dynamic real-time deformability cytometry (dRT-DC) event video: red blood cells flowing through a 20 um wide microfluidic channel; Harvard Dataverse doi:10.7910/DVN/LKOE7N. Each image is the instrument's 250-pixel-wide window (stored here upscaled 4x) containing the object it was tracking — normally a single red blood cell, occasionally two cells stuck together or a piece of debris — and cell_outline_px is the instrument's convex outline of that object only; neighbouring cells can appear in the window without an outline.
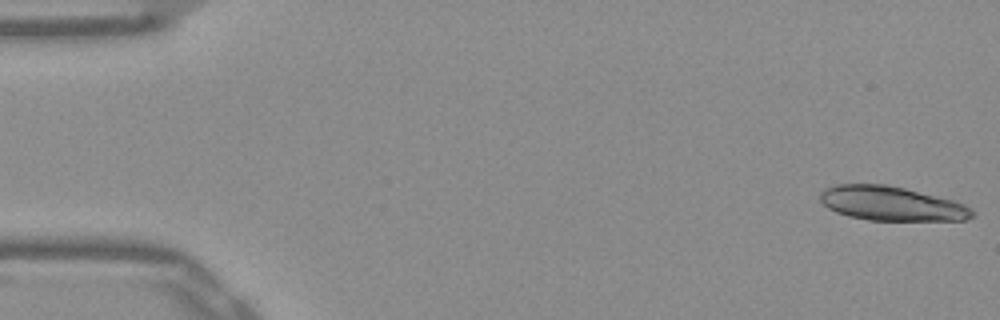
{"species": "Egyptian fruit bat (a non-hibernating species)", "species_latin": "Rousettus aegyptiacus", "temperature_condition": "warm", "stored_images_in_passage": 52, "camera_frame_rate_fps": 3000, "um_per_image_px": 0.085, "frame": {"image": 1, "passage_image": 1, "time_ms": 0.0, "image_size_px": [1000, 320], "cell_outline_px": [[976, 216], [964, 220], [868, 220], [848, 216], [836, 212], [828, 208], [820, 200], [820, 192], [824, 188], [836, 184], [884, 184], [904, 188], [952, 200], [964, 204], [972, 208]], "centroid_in_image_um": [75.76, 17.3], "position_along_channel_um": 9.2, "area_um2": 30.35}}
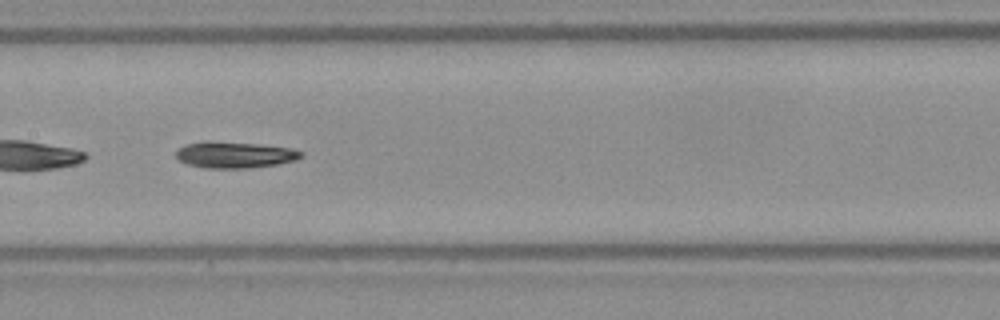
{"frame": {"image": 2, "passage_image": 26, "time_ms": 8.333, "image_size_px": [1000, 320], "cell_outline_px": [[304, 156], [296, 160], [280, 164], [252, 168], [204, 168], [188, 164], [176, 160], [176, 148], [184, 144], [204, 140], [208, 140], [260, 144], [288, 148], [304, 152]], "centroid_in_image_um": [19.9, 13.15], "position_along_channel_um": 187.5, "area_um2": 19.71}}
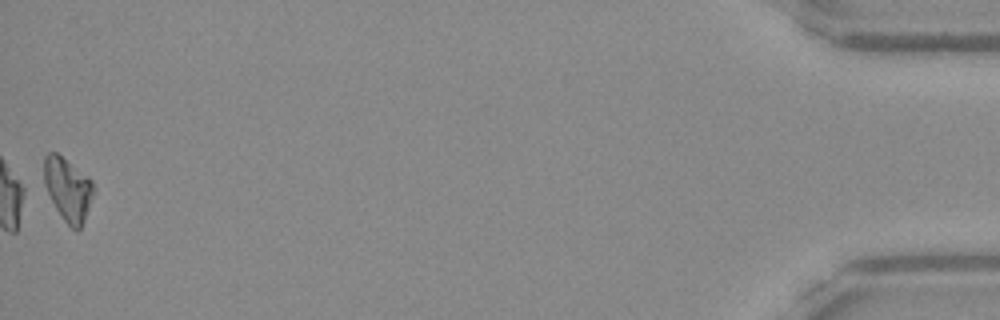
{"frame": {"image": 3, "passage_image": 52, "time_ms": 17.0, "image_size_px": [1000, 320], "cell_outline_px": [[96, 188], [84, 220], [80, 228], [76, 232], [64, 220], [56, 208], [44, 184], [44, 156], [48, 152], [56, 152], [88, 176], [92, 180]], "centroid_in_image_um": [5.79, 16.07], "position_along_channel_um": 429.4, "area_um2": 18.15}, "authors_computed_cell_mechanics": {"area_um2": 19.0162, "velocity_mm_per_s": 3.8923, "shape_relaxation_time_tau1_ms": 4.0606, "shape_relaxation_time_tau2_ms": null, "deformation_change_tau1": 0.1796, "deformation_change_tau2": null}}